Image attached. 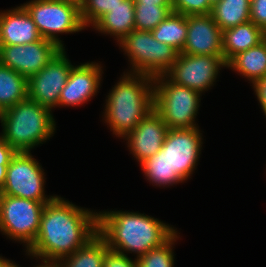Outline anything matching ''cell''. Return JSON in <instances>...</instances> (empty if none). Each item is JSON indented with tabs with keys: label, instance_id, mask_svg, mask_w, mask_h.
I'll use <instances>...</instances> for the list:
<instances>
[{
	"label": "cell",
	"instance_id": "cell-1",
	"mask_svg": "<svg viewBox=\"0 0 266 267\" xmlns=\"http://www.w3.org/2000/svg\"><path fill=\"white\" fill-rule=\"evenodd\" d=\"M98 233V212L79 207L58 195L45 204L40 229L26 254L36 259L60 260Z\"/></svg>",
	"mask_w": 266,
	"mask_h": 267
},
{
	"label": "cell",
	"instance_id": "cell-2",
	"mask_svg": "<svg viewBox=\"0 0 266 267\" xmlns=\"http://www.w3.org/2000/svg\"><path fill=\"white\" fill-rule=\"evenodd\" d=\"M172 225L142 214L128 211H99L98 233L109 249L125 254H137L136 258L149 250L160 247L175 233Z\"/></svg>",
	"mask_w": 266,
	"mask_h": 267
},
{
	"label": "cell",
	"instance_id": "cell-3",
	"mask_svg": "<svg viewBox=\"0 0 266 267\" xmlns=\"http://www.w3.org/2000/svg\"><path fill=\"white\" fill-rule=\"evenodd\" d=\"M202 140L199 127L168 129L160 151L139 164L143 176L163 188L187 181L197 167Z\"/></svg>",
	"mask_w": 266,
	"mask_h": 267
},
{
	"label": "cell",
	"instance_id": "cell-4",
	"mask_svg": "<svg viewBox=\"0 0 266 267\" xmlns=\"http://www.w3.org/2000/svg\"><path fill=\"white\" fill-rule=\"evenodd\" d=\"M121 76L106 96L103 120L124 139L154 110V77L125 71Z\"/></svg>",
	"mask_w": 266,
	"mask_h": 267
},
{
	"label": "cell",
	"instance_id": "cell-5",
	"mask_svg": "<svg viewBox=\"0 0 266 267\" xmlns=\"http://www.w3.org/2000/svg\"><path fill=\"white\" fill-rule=\"evenodd\" d=\"M0 135L17 152H31L54 135L52 110L27 98L2 111Z\"/></svg>",
	"mask_w": 266,
	"mask_h": 267
},
{
	"label": "cell",
	"instance_id": "cell-6",
	"mask_svg": "<svg viewBox=\"0 0 266 267\" xmlns=\"http://www.w3.org/2000/svg\"><path fill=\"white\" fill-rule=\"evenodd\" d=\"M202 94L172 82L165 74L154 77V110L169 129L195 128Z\"/></svg>",
	"mask_w": 266,
	"mask_h": 267
},
{
	"label": "cell",
	"instance_id": "cell-7",
	"mask_svg": "<svg viewBox=\"0 0 266 267\" xmlns=\"http://www.w3.org/2000/svg\"><path fill=\"white\" fill-rule=\"evenodd\" d=\"M119 48L127 55L128 73L146 74L156 77L165 74L177 60L179 52L159 42L151 31L133 30L120 42Z\"/></svg>",
	"mask_w": 266,
	"mask_h": 267
},
{
	"label": "cell",
	"instance_id": "cell-8",
	"mask_svg": "<svg viewBox=\"0 0 266 267\" xmlns=\"http://www.w3.org/2000/svg\"><path fill=\"white\" fill-rule=\"evenodd\" d=\"M46 203L0 195V232L27 249L38 235Z\"/></svg>",
	"mask_w": 266,
	"mask_h": 267
},
{
	"label": "cell",
	"instance_id": "cell-9",
	"mask_svg": "<svg viewBox=\"0 0 266 267\" xmlns=\"http://www.w3.org/2000/svg\"><path fill=\"white\" fill-rule=\"evenodd\" d=\"M21 5L30 14L42 38L55 42L62 49L65 46L58 37L60 34H74L86 29L80 10L72 4L60 0H31Z\"/></svg>",
	"mask_w": 266,
	"mask_h": 267
},
{
	"label": "cell",
	"instance_id": "cell-10",
	"mask_svg": "<svg viewBox=\"0 0 266 267\" xmlns=\"http://www.w3.org/2000/svg\"><path fill=\"white\" fill-rule=\"evenodd\" d=\"M45 172L31 152H17L6 171V180L0 195L51 202L57 195L45 194Z\"/></svg>",
	"mask_w": 266,
	"mask_h": 267
},
{
	"label": "cell",
	"instance_id": "cell-11",
	"mask_svg": "<svg viewBox=\"0 0 266 267\" xmlns=\"http://www.w3.org/2000/svg\"><path fill=\"white\" fill-rule=\"evenodd\" d=\"M222 67H227L224 58L179 53L177 60L165 75L172 82L202 94L214 86Z\"/></svg>",
	"mask_w": 266,
	"mask_h": 267
},
{
	"label": "cell",
	"instance_id": "cell-12",
	"mask_svg": "<svg viewBox=\"0 0 266 267\" xmlns=\"http://www.w3.org/2000/svg\"><path fill=\"white\" fill-rule=\"evenodd\" d=\"M66 54L61 49L45 67L27 79L29 99L50 110L58 107L61 91L74 66Z\"/></svg>",
	"mask_w": 266,
	"mask_h": 267
},
{
	"label": "cell",
	"instance_id": "cell-13",
	"mask_svg": "<svg viewBox=\"0 0 266 267\" xmlns=\"http://www.w3.org/2000/svg\"><path fill=\"white\" fill-rule=\"evenodd\" d=\"M61 49L55 42L44 38L24 45H0V63L28 79L45 67Z\"/></svg>",
	"mask_w": 266,
	"mask_h": 267
},
{
	"label": "cell",
	"instance_id": "cell-14",
	"mask_svg": "<svg viewBox=\"0 0 266 267\" xmlns=\"http://www.w3.org/2000/svg\"><path fill=\"white\" fill-rule=\"evenodd\" d=\"M103 67L100 63L87 62L74 65L58 101V108L80 106L91 100L101 86Z\"/></svg>",
	"mask_w": 266,
	"mask_h": 267
},
{
	"label": "cell",
	"instance_id": "cell-15",
	"mask_svg": "<svg viewBox=\"0 0 266 267\" xmlns=\"http://www.w3.org/2000/svg\"><path fill=\"white\" fill-rule=\"evenodd\" d=\"M187 36L181 53L224 58L222 31L211 14L188 15Z\"/></svg>",
	"mask_w": 266,
	"mask_h": 267
},
{
	"label": "cell",
	"instance_id": "cell-16",
	"mask_svg": "<svg viewBox=\"0 0 266 267\" xmlns=\"http://www.w3.org/2000/svg\"><path fill=\"white\" fill-rule=\"evenodd\" d=\"M168 126L153 110L124 138L132 156L141 164L160 151Z\"/></svg>",
	"mask_w": 266,
	"mask_h": 267
},
{
	"label": "cell",
	"instance_id": "cell-17",
	"mask_svg": "<svg viewBox=\"0 0 266 267\" xmlns=\"http://www.w3.org/2000/svg\"><path fill=\"white\" fill-rule=\"evenodd\" d=\"M41 39L36 24L22 5L0 12V45H24Z\"/></svg>",
	"mask_w": 266,
	"mask_h": 267
},
{
	"label": "cell",
	"instance_id": "cell-18",
	"mask_svg": "<svg viewBox=\"0 0 266 267\" xmlns=\"http://www.w3.org/2000/svg\"><path fill=\"white\" fill-rule=\"evenodd\" d=\"M134 15V0H124L104 14L92 28L99 33L114 37L118 43L131 31L135 30Z\"/></svg>",
	"mask_w": 266,
	"mask_h": 267
},
{
	"label": "cell",
	"instance_id": "cell-19",
	"mask_svg": "<svg viewBox=\"0 0 266 267\" xmlns=\"http://www.w3.org/2000/svg\"><path fill=\"white\" fill-rule=\"evenodd\" d=\"M264 40V30L251 21L222 31L223 54L226 63L237 54L259 45Z\"/></svg>",
	"mask_w": 266,
	"mask_h": 267
},
{
	"label": "cell",
	"instance_id": "cell-20",
	"mask_svg": "<svg viewBox=\"0 0 266 267\" xmlns=\"http://www.w3.org/2000/svg\"><path fill=\"white\" fill-rule=\"evenodd\" d=\"M227 68L244 76L252 84L266 75V41L234 56Z\"/></svg>",
	"mask_w": 266,
	"mask_h": 267
},
{
	"label": "cell",
	"instance_id": "cell-21",
	"mask_svg": "<svg viewBox=\"0 0 266 267\" xmlns=\"http://www.w3.org/2000/svg\"><path fill=\"white\" fill-rule=\"evenodd\" d=\"M108 249L104 238L97 233L74 253L60 259V267H104Z\"/></svg>",
	"mask_w": 266,
	"mask_h": 267
},
{
	"label": "cell",
	"instance_id": "cell-22",
	"mask_svg": "<svg viewBox=\"0 0 266 267\" xmlns=\"http://www.w3.org/2000/svg\"><path fill=\"white\" fill-rule=\"evenodd\" d=\"M27 98V78L0 63V109L4 111Z\"/></svg>",
	"mask_w": 266,
	"mask_h": 267
},
{
	"label": "cell",
	"instance_id": "cell-23",
	"mask_svg": "<svg viewBox=\"0 0 266 267\" xmlns=\"http://www.w3.org/2000/svg\"><path fill=\"white\" fill-rule=\"evenodd\" d=\"M251 0H220L211 11L221 31L250 21Z\"/></svg>",
	"mask_w": 266,
	"mask_h": 267
},
{
	"label": "cell",
	"instance_id": "cell-24",
	"mask_svg": "<svg viewBox=\"0 0 266 267\" xmlns=\"http://www.w3.org/2000/svg\"><path fill=\"white\" fill-rule=\"evenodd\" d=\"M151 32L159 42L170 45L181 53L187 36L186 16L171 12Z\"/></svg>",
	"mask_w": 266,
	"mask_h": 267
},
{
	"label": "cell",
	"instance_id": "cell-25",
	"mask_svg": "<svg viewBox=\"0 0 266 267\" xmlns=\"http://www.w3.org/2000/svg\"><path fill=\"white\" fill-rule=\"evenodd\" d=\"M180 233L178 231L160 247L149 250L146 254L139 256L137 267H174L173 248Z\"/></svg>",
	"mask_w": 266,
	"mask_h": 267
},
{
	"label": "cell",
	"instance_id": "cell-26",
	"mask_svg": "<svg viewBox=\"0 0 266 267\" xmlns=\"http://www.w3.org/2000/svg\"><path fill=\"white\" fill-rule=\"evenodd\" d=\"M171 12H173V6L135 4V29L152 31Z\"/></svg>",
	"mask_w": 266,
	"mask_h": 267
},
{
	"label": "cell",
	"instance_id": "cell-27",
	"mask_svg": "<svg viewBox=\"0 0 266 267\" xmlns=\"http://www.w3.org/2000/svg\"><path fill=\"white\" fill-rule=\"evenodd\" d=\"M124 0H86L80 10L84 27L93 26L104 14Z\"/></svg>",
	"mask_w": 266,
	"mask_h": 267
},
{
	"label": "cell",
	"instance_id": "cell-28",
	"mask_svg": "<svg viewBox=\"0 0 266 267\" xmlns=\"http://www.w3.org/2000/svg\"><path fill=\"white\" fill-rule=\"evenodd\" d=\"M173 12L188 15L211 14L213 6L208 0H172Z\"/></svg>",
	"mask_w": 266,
	"mask_h": 267
},
{
	"label": "cell",
	"instance_id": "cell-29",
	"mask_svg": "<svg viewBox=\"0 0 266 267\" xmlns=\"http://www.w3.org/2000/svg\"><path fill=\"white\" fill-rule=\"evenodd\" d=\"M104 267H137V259L133 260L125 254L108 249L105 255Z\"/></svg>",
	"mask_w": 266,
	"mask_h": 267
},
{
	"label": "cell",
	"instance_id": "cell-30",
	"mask_svg": "<svg viewBox=\"0 0 266 267\" xmlns=\"http://www.w3.org/2000/svg\"><path fill=\"white\" fill-rule=\"evenodd\" d=\"M250 21L261 29H266V0H251Z\"/></svg>",
	"mask_w": 266,
	"mask_h": 267
},
{
	"label": "cell",
	"instance_id": "cell-31",
	"mask_svg": "<svg viewBox=\"0 0 266 267\" xmlns=\"http://www.w3.org/2000/svg\"><path fill=\"white\" fill-rule=\"evenodd\" d=\"M252 87L255 93V96H257L259 105L262 112L266 116V75L252 83Z\"/></svg>",
	"mask_w": 266,
	"mask_h": 267
},
{
	"label": "cell",
	"instance_id": "cell-32",
	"mask_svg": "<svg viewBox=\"0 0 266 267\" xmlns=\"http://www.w3.org/2000/svg\"><path fill=\"white\" fill-rule=\"evenodd\" d=\"M17 151L0 135V165H9Z\"/></svg>",
	"mask_w": 266,
	"mask_h": 267
},
{
	"label": "cell",
	"instance_id": "cell-33",
	"mask_svg": "<svg viewBox=\"0 0 266 267\" xmlns=\"http://www.w3.org/2000/svg\"><path fill=\"white\" fill-rule=\"evenodd\" d=\"M134 4H149L158 6H172V0H134Z\"/></svg>",
	"mask_w": 266,
	"mask_h": 267
},
{
	"label": "cell",
	"instance_id": "cell-34",
	"mask_svg": "<svg viewBox=\"0 0 266 267\" xmlns=\"http://www.w3.org/2000/svg\"><path fill=\"white\" fill-rule=\"evenodd\" d=\"M42 260V264H39L38 266L34 265V267H60L58 260H46V259H39Z\"/></svg>",
	"mask_w": 266,
	"mask_h": 267
},
{
	"label": "cell",
	"instance_id": "cell-35",
	"mask_svg": "<svg viewBox=\"0 0 266 267\" xmlns=\"http://www.w3.org/2000/svg\"><path fill=\"white\" fill-rule=\"evenodd\" d=\"M7 167L8 165H0V192L3 189L6 180Z\"/></svg>",
	"mask_w": 266,
	"mask_h": 267
},
{
	"label": "cell",
	"instance_id": "cell-36",
	"mask_svg": "<svg viewBox=\"0 0 266 267\" xmlns=\"http://www.w3.org/2000/svg\"><path fill=\"white\" fill-rule=\"evenodd\" d=\"M60 1L72 4V5L76 6L79 10H81V8L84 6V4L86 2V0H60Z\"/></svg>",
	"mask_w": 266,
	"mask_h": 267
},
{
	"label": "cell",
	"instance_id": "cell-37",
	"mask_svg": "<svg viewBox=\"0 0 266 267\" xmlns=\"http://www.w3.org/2000/svg\"><path fill=\"white\" fill-rule=\"evenodd\" d=\"M3 267H21V266L17 265L12 260H9Z\"/></svg>",
	"mask_w": 266,
	"mask_h": 267
},
{
	"label": "cell",
	"instance_id": "cell-38",
	"mask_svg": "<svg viewBox=\"0 0 266 267\" xmlns=\"http://www.w3.org/2000/svg\"><path fill=\"white\" fill-rule=\"evenodd\" d=\"M9 259H6L5 257L3 258L2 255L0 256V267H3Z\"/></svg>",
	"mask_w": 266,
	"mask_h": 267
},
{
	"label": "cell",
	"instance_id": "cell-39",
	"mask_svg": "<svg viewBox=\"0 0 266 267\" xmlns=\"http://www.w3.org/2000/svg\"><path fill=\"white\" fill-rule=\"evenodd\" d=\"M220 0H208V2L214 6L216 3H218Z\"/></svg>",
	"mask_w": 266,
	"mask_h": 267
},
{
	"label": "cell",
	"instance_id": "cell-40",
	"mask_svg": "<svg viewBox=\"0 0 266 267\" xmlns=\"http://www.w3.org/2000/svg\"><path fill=\"white\" fill-rule=\"evenodd\" d=\"M264 37H265V41H266V29L264 30Z\"/></svg>",
	"mask_w": 266,
	"mask_h": 267
},
{
	"label": "cell",
	"instance_id": "cell-41",
	"mask_svg": "<svg viewBox=\"0 0 266 267\" xmlns=\"http://www.w3.org/2000/svg\"><path fill=\"white\" fill-rule=\"evenodd\" d=\"M1 117H2V110L0 109V121H1Z\"/></svg>",
	"mask_w": 266,
	"mask_h": 267
}]
</instances>
